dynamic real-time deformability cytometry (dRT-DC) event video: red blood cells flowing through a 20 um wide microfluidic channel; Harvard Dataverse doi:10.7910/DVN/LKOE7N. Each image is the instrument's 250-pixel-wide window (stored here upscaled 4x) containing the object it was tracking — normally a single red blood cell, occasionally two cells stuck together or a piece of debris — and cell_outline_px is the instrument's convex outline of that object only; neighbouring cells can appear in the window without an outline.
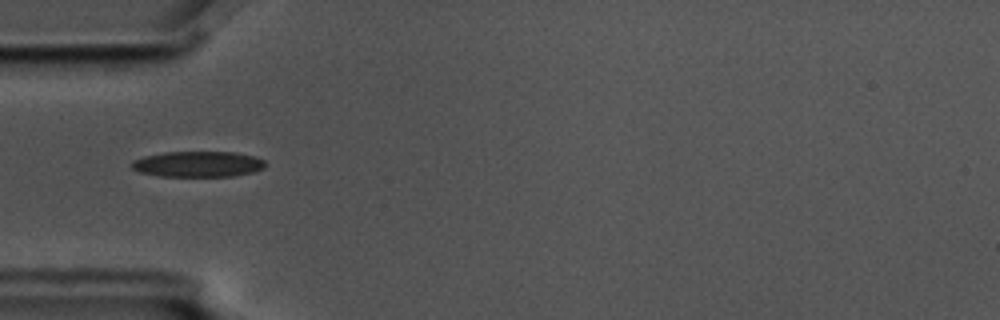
{"species": "common noctule bat (a hibernating species)", "species_latin": "Nyctalus noctula", "temperature_condition": "cold", "stored_images_in_passage": 4, "camera_frame_rate_fps": 3000, "um_per_image_px": 0.085, "animal": {"sex": "male", "body_mass_g": 17.5, "forearm_length_mm": 52.3}, "frame": {"image": 1, "passage_image": 4, "time_ms": 1.0, "image_size_px": [1000, 320], "cell_outline_px": [[264, 168], [252, 172], [232, 176], [156, 176], [140, 172], [132, 168], [132, 160], [144, 156], [164, 152], [236, 152], [256, 156], [264, 160]], "centroid_in_image_um": [16.82, 13.94], "position_along_channel_um": 68.2, "area_um2": 20.06}}